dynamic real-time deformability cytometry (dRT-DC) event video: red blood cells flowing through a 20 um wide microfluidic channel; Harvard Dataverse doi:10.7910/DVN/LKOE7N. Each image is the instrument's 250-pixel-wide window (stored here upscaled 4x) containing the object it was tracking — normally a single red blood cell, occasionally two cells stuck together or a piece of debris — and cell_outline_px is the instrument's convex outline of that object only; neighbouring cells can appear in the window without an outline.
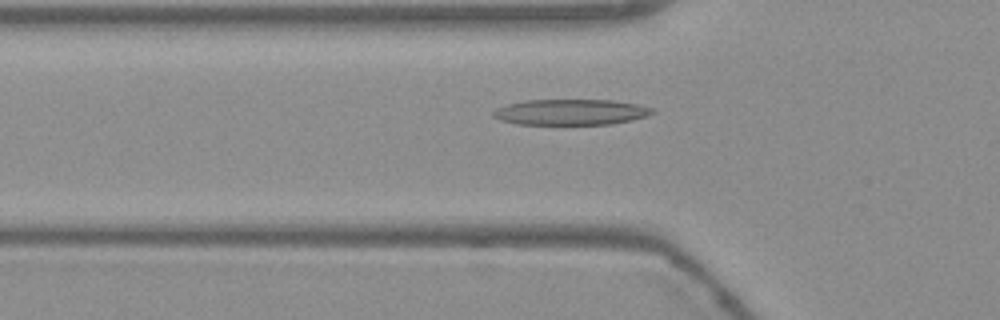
{"species": "Egyptian fruit bat (a non-hibernating species)", "species_latin": "Rousettus aegyptiacus", "temperature_condition": "warm", "stored_images_in_passage": 39, "camera_frame_rate_fps": 3000, "um_per_image_px": 0.085, "frame": {"image": 1, "passage_image": 3, "time_ms": 0.667, "image_size_px": [1000, 320], "cell_outline_px": [[656, 112], [648, 116], [632, 120], [612, 124], [516, 124], [500, 120], [492, 116], [492, 112], [496, 108], [508, 104], [524, 100], [612, 100], [636, 104], [652, 108]], "centroid_in_image_um": [48.51, 9.53], "position_along_channel_um": 77.3, "area_um2": 23.93}}
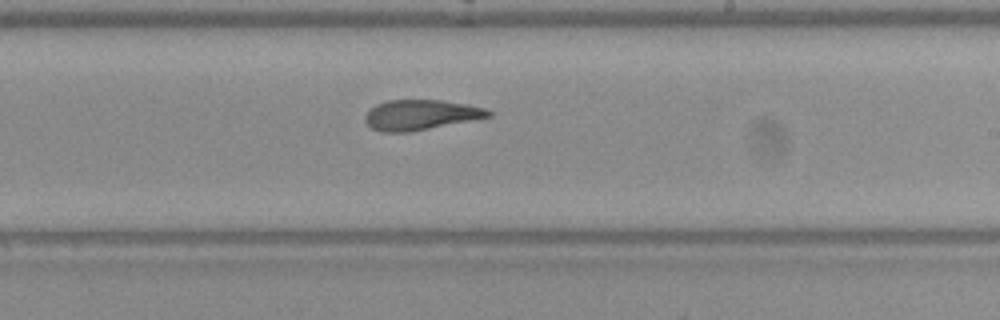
{"frame": {"image": 2, "passage_image": 17, "time_ms": 5.333, "image_size_px": [1000, 320], "cell_outline_px": [[492, 116], [412, 132], [380, 132], [372, 128], [364, 120], [364, 116], [376, 104], [388, 100], [444, 100], [484, 108], [492, 112]], "centroid_in_image_um": [35.74, 9.77], "position_along_channel_um": 253.3, "area_um2": 21.62}}
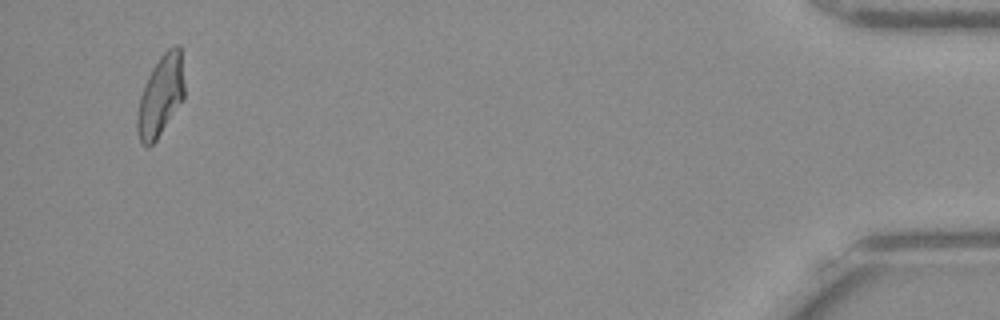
{"frame": {"image": 3, "passage_image": 37, "time_ms": 12.0, "image_size_px": [1000, 320], "cell_outline_px": [[184, 100], [156, 140], [148, 148], [140, 144], [136, 132], [136, 116], [140, 96], [144, 84], [152, 68], [160, 56], [168, 48], [176, 44], [180, 44], [184, 84]], "centroid_in_image_um": [13.64, 8.17], "position_along_channel_um": 421.6, "area_um2": 22.6}}